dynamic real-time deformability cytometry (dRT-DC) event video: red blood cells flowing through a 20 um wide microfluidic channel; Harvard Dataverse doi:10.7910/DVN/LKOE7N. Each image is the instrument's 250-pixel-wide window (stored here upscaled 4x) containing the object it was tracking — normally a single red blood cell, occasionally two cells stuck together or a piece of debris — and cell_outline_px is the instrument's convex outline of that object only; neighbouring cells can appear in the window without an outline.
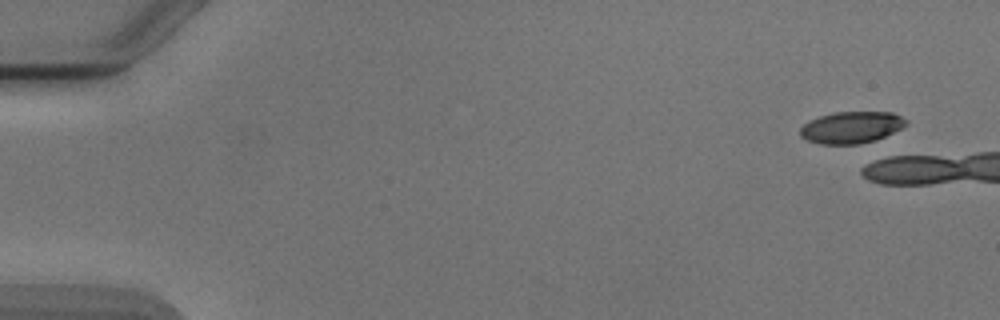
{"species": "Egyptian fruit bat (a non-hibernating species)", "species_latin": "Rousettus aegyptiacus", "temperature_condition": "cold", "stored_images_in_passage": 2, "camera_frame_rate_fps": 3000, "um_per_image_px": 0.085, "animal": {"sex": "male"}, "frame": {"image": 1, "passage_image": 1, "time_ms": 0.0, "image_size_px": [1000, 320], "cell_outline_px": [[904, 124], [900, 128], [876, 140], [860, 144], [820, 144], [808, 140], [800, 136], [800, 128], [808, 120], [832, 112], [892, 112], [900, 116], [904, 120]], "centroid_in_image_um": [72.29, 10.83], "position_along_channel_um": 12.7, "area_um2": 19.36}}